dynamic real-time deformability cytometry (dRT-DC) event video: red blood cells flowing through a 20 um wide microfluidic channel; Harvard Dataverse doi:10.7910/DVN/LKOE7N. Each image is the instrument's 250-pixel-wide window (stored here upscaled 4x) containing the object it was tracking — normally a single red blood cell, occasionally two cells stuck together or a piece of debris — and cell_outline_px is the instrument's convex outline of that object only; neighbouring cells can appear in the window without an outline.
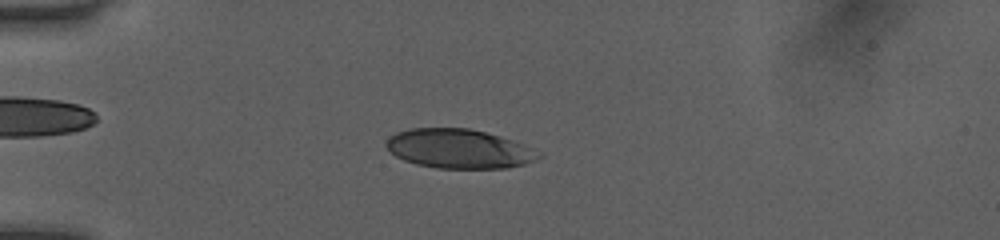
{"species": "human", "species_latin": "Homo sapiens", "temperature_condition": "room temperature", "stored_images_in_passage": 20, "camera_frame_rate_fps": 3000, "um_per_image_px": 0.085, "donor": {"sex": "female"}, "frame": {"image": 1, "passage_image": 11, "time_ms": 3.333, "image_size_px": [1000, 240], "cell_outline_px": [[544, 156], [536, 160], [524, 164], [508, 168], [436, 168], [416, 164], [404, 160], [396, 156], [384, 144], [396, 132], [408, 128], [468, 128], [500, 136], [524, 144], [544, 152]], "centroid_in_image_um": [39.07, 12.65], "position_along_channel_um": 45.9, "area_um2": 35.03}}
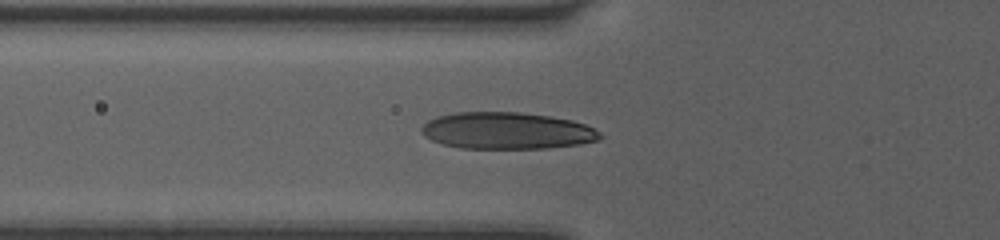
{"frame": {"image": 2, "passage_image": 15, "time_ms": 4.667, "image_size_px": [1000, 240], "cell_outline_px": [[604, 136], [600, 140], [580, 144], [548, 148], [460, 148], [444, 144], [432, 140], [424, 136], [420, 132], [420, 128], [428, 120], [436, 116], [456, 112], [520, 112], [548, 116], [572, 120], [584, 124], [600, 132]], "centroid_in_image_um": [43.08, 11.11], "position_along_channel_um": 82.7, "area_um2": 38.38}}
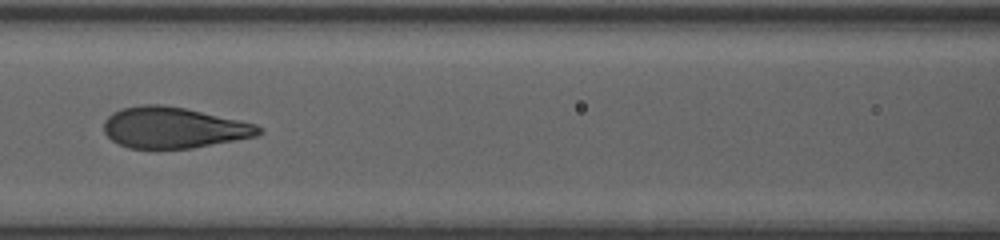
{"frame": {"image": 3, "passage_image": 19, "time_ms": 6.0, "image_size_px": [1000, 240], "cell_outline_px": [[264, 132], [256, 136], [192, 148], [128, 148], [112, 140], [104, 132], [104, 120], [112, 112], [120, 108], [144, 104], [160, 104], [184, 108], [256, 124], [264, 128]], "centroid_in_image_um": [14.74, 10.84], "position_along_channel_um": 151.9, "area_um2": 36.88}}